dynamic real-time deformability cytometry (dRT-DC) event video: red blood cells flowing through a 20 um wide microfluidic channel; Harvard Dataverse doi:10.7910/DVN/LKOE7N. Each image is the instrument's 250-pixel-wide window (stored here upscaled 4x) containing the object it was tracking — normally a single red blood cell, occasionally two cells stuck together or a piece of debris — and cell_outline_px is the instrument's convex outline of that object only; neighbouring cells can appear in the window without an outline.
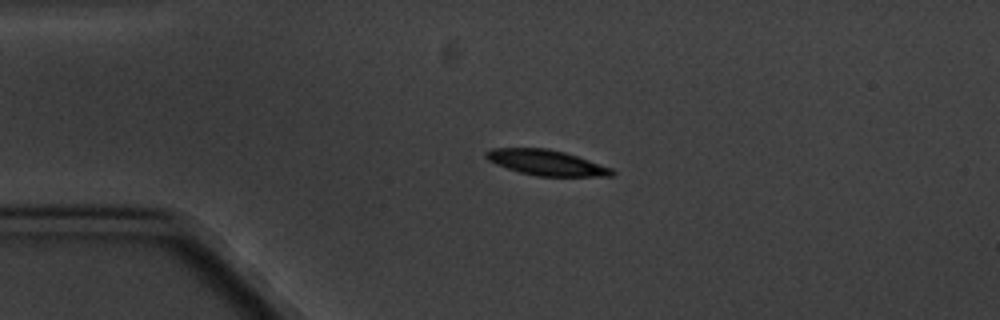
{"species": "common noctule bat (a hibernating species)", "species_latin": "Nyctalus noctula", "temperature_condition": "cold", "stored_images_in_passage": 4, "camera_frame_rate_fps": 3000, "um_per_image_px": 0.085, "animal": {"sex": "male", "body_mass_g": 20.1, "forearm_length_mm": 53.5}, "frame": {"image": 1, "passage_image": 3, "time_ms": 3.0, "image_size_px": [1000, 320], "cell_outline_px": [[616, 172], [612, 176], [536, 176], [520, 172], [496, 164], [488, 160], [484, 156], [484, 152], [492, 148], [548, 148], [564, 152], [612, 168]], "centroid_in_image_um": [46.42, 13.82], "position_along_channel_um": 38.6, "area_um2": 18.55}}